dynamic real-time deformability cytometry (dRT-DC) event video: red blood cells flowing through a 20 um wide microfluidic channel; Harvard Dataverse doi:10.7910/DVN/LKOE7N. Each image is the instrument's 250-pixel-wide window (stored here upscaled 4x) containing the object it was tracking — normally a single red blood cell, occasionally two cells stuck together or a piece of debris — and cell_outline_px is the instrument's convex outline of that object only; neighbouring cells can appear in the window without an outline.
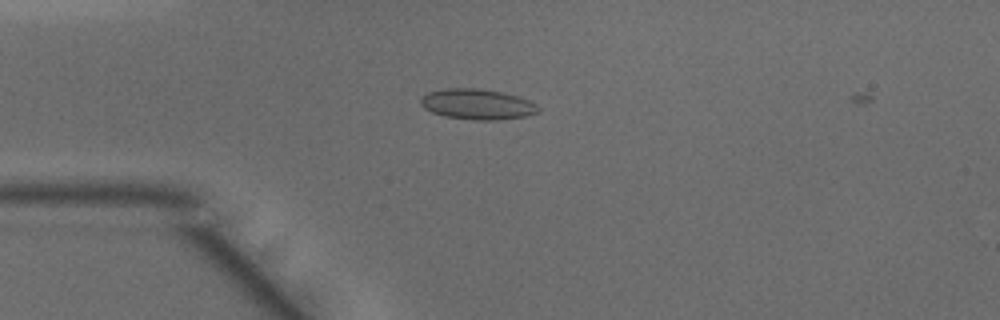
{"species": "common noctule bat (a hibernating species)", "species_latin": "Nyctalus noctula", "temperature_condition": "warm", "stored_images_in_passage": 3, "camera_frame_rate_fps": 3000, "um_per_image_px": 0.085, "animal": {"sex": "male", "body_mass_g": 15.6}, "frame": {"image": 1, "passage_image": 2, "time_ms": 0.333, "image_size_px": [1000, 320], "cell_outline_px": [[540, 112], [524, 116], [496, 120], [472, 120], [444, 116], [432, 112], [424, 108], [420, 104], [420, 96], [428, 92], [444, 88], [476, 88], [500, 92], [516, 96], [528, 100], [536, 104], [540, 108]], "centroid_in_image_um": [40.53, 8.86], "position_along_channel_um": 44.5, "area_um2": 20.92}}